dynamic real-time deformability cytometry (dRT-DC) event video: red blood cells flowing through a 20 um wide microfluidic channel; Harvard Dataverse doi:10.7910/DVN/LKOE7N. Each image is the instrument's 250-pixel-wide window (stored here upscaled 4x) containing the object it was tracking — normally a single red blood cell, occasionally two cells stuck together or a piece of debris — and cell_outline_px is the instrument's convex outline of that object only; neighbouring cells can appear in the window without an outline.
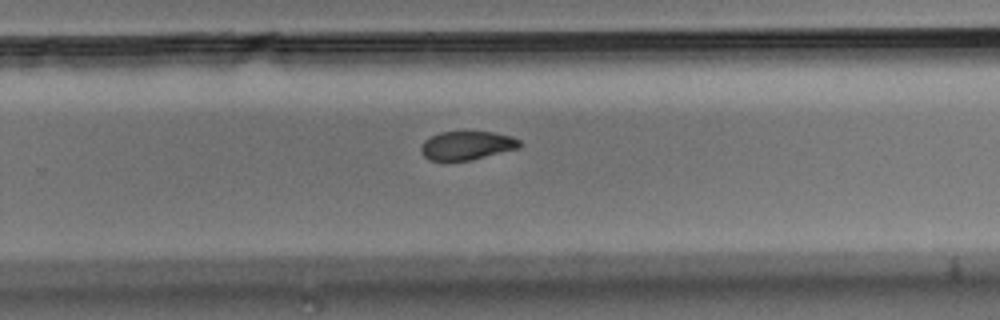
{"species": "Egyptian fruit bat (a non-hibernating species)", "species_latin": "Rousettus aegyptiacus", "temperature_condition": "room temperature", "stored_images_in_passage": 9, "camera_frame_rate_fps": 3000, "um_per_image_px": 0.085, "animal": {"sex": "male"}, "frame": {"image": 1, "passage_image": 9, "time_ms": 2.667, "image_size_px": [1000, 320], "cell_outline_px": [[520, 148], [472, 160], [428, 160], [420, 152], [420, 148], [424, 140], [440, 132], [492, 132], [512, 136], [520, 140]], "centroid_in_image_um": [39.69, 12.37], "position_along_channel_um": 290.1, "area_um2": 16.47}}